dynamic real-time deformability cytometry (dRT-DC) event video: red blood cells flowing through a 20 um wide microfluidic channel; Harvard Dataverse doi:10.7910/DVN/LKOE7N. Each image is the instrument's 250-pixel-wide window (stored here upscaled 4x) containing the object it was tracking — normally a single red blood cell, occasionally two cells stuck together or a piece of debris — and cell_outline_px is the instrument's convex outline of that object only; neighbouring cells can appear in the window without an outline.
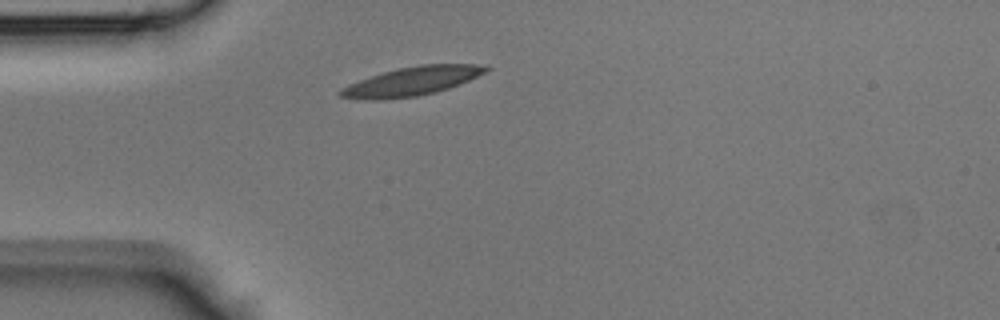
{"species": "Egyptian fruit bat (a non-hibernating species)", "species_latin": "Rousettus aegyptiacus", "temperature_condition": "room temperature", "stored_images_in_passage": 29, "camera_frame_rate_fps": 3000, "um_per_image_px": 0.085, "animal": {"sex": "male"}, "frame": {"image": 1, "passage_image": 1, "time_ms": 0.0, "image_size_px": [1000, 320], "cell_outline_px": [[492, 68], [488, 72], [448, 88], [436, 92], [416, 96], [380, 100], [364, 100], [340, 96], [336, 92], [348, 84], [396, 68], [420, 64], [476, 64]], "centroid_in_image_um": [35.0, 6.9], "position_along_channel_um": 50.0, "area_um2": 24.33}}
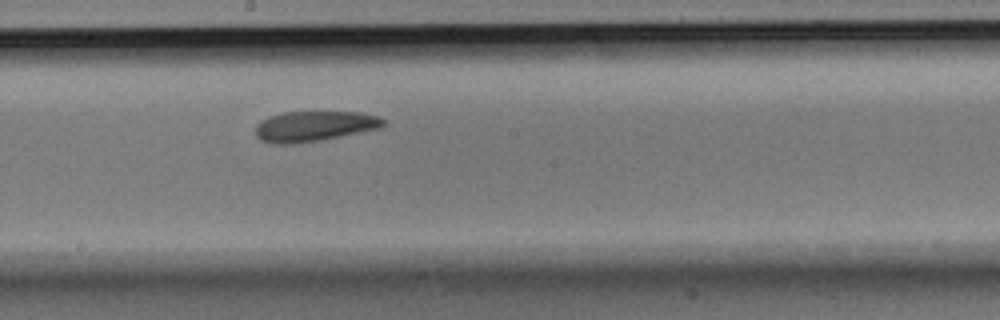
{"frame": {"image": 2, "passage_image": 13, "time_ms": 4.0, "image_size_px": [1000, 320], "cell_outline_px": [[384, 124], [380, 128], [324, 140], [296, 144], [272, 144], [260, 140], [256, 136], [256, 124], [260, 120], [284, 112], [360, 112], [376, 116], [384, 120]], "centroid_in_image_um": [26.67, 10.74], "position_along_channel_um": 221.5, "area_um2": 22.72}}
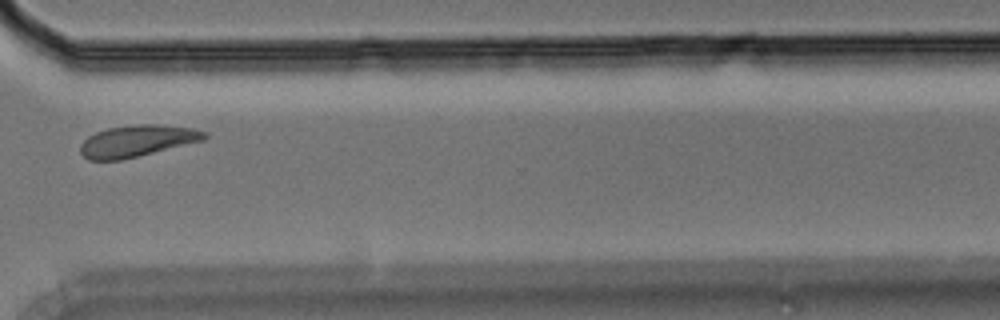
{"frame": {"image": 3, "passage_image": 22, "time_ms": 7.0, "image_size_px": [1000, 320], "cell_outline_px": [[208, 136], [204, 140], [120, 160], [88, 160], [80, 152], [80, 144], [88, 136], [96, 132], [108, 128], [136, 124], [156, 124], [192, 128], [208, 132]], "centroid_in_image_um": [11.65, 11.97], "position_along_channel_um": 359.0, "area_um2": 22.72}}